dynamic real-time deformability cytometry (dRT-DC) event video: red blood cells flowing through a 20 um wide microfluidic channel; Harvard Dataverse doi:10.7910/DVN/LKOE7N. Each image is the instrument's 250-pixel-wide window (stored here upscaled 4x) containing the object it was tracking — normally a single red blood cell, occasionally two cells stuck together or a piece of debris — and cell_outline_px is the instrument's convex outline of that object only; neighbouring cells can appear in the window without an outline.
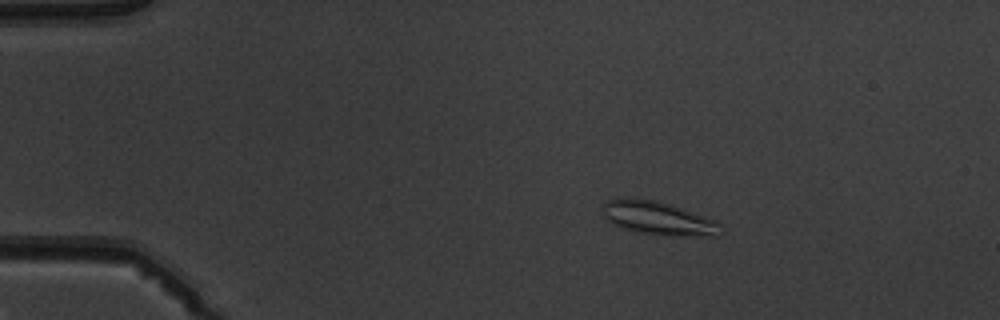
{"species": "common noctule bat (a hibernating species)", "species_latin": "Nyctalus noctula", "temperature_condition": "warm", "stored_images_in_passage": 5, "camera_frame_rate_fps": 3000, "um_per_image_px": 0.085, "animal": {"sex": "male", "body_mass_g": 19.5, "forearm_length_mm": 54.6}, "frame": {"image": 1, "passage_image": 3, "time_ms": 2.333, "image_size_px": [1000, 320], "cell_outline_px": [[724, 232], [720, 236], [680, 236], [636, 232], [620, 228], [604, 220], [600, 212], [604, 200], [620, 196], [660, 200], [724, 224]], "centroid_in_image_um": [55.88, 18.53], "position_along_channel_um": 29.1, "area_um2": 23.99}}